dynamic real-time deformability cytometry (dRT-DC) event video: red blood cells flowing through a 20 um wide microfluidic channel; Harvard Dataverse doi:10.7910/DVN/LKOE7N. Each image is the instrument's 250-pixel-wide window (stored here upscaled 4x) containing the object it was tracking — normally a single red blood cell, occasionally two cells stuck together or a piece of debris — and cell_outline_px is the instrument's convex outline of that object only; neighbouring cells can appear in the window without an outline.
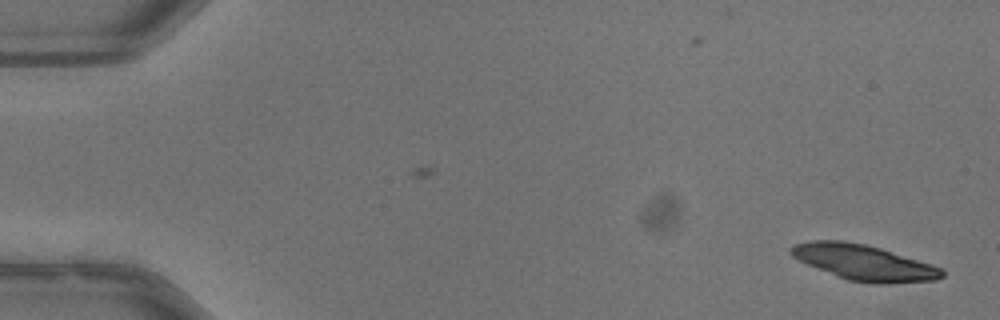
{"species": "common noctule bat (a hibernating species)", "species_latin": "Nyctalus noctula", "temperature_condition": "warm", "stored_images_in_passage": 52, "segment_of_instrument_passage": [1, 2], "camera_frame_rate_fps": 3000, "um_per_image_px": 0.085, "animal": {"sex": "male", "body_mass_g": 13.3}, "frame": {"image": 1, "passage_image": 1, "time_ms": 0.0, "image_size_px": [1000, 320], "cell_outline_px": [[944, 276], [936, 280], [888, 284], [876, 284], [848, 280], [808, 264], [792, 256], [788, 252], [788, 248], [792, 244], [812, 240], [844, 240], [864, 244], [880, 248], [932, 264], [940, 268], [944, 272]], "centroid_in_image_um": [73.42, 22.31], "position_along_channel_um": 11.6, "area_um2": 31.21}}
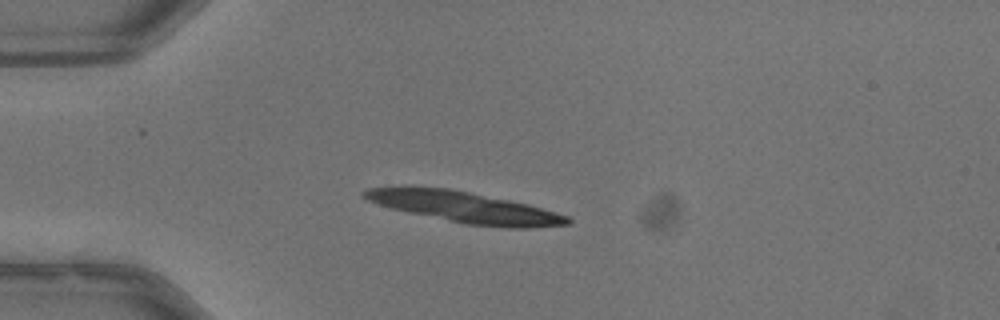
{"frame": {"image": 2, "passage_image": 13, "time_ms": 4.0, "image_size_px": [1000, 320], "cell_outline_px": [[572, 220], [568, 224], [528, 228], [508, 228], [464, 224], [408, 212], [392, 208], [368, 200], [360, 196], [360, 192], [368, 188], [408, 184], [448, 188], [528, 204], [556, 212], [568, 216]], "centroid_in_image_um": [39.39, 17.58], "position_along_channel_um": 45.6, "area_um2": 37.11}}